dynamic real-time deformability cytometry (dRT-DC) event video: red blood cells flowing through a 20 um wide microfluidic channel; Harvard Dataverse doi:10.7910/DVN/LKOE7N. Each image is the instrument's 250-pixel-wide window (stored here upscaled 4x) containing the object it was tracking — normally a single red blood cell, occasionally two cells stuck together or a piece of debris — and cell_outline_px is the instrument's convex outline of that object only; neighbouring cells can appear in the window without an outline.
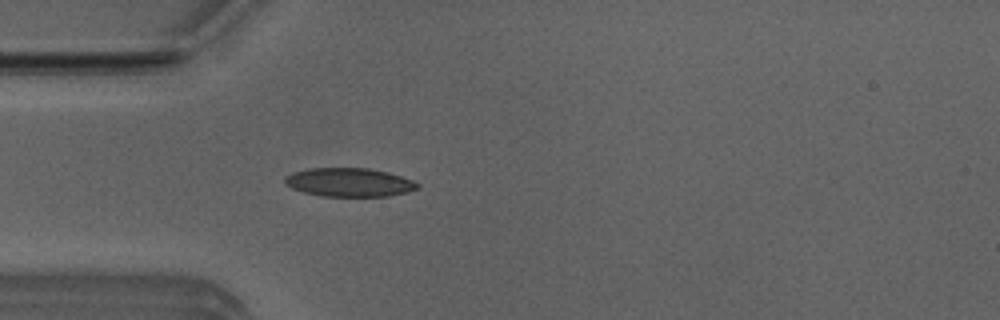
{"species": "Egyptian fruit bat (a non-hibernating species)", "species_latin": "Rousettus aegyptiacus", "temperature_condition": "room temperature", "stored_images_in_passage": 4, "camera_frame_rate_fps": 3000, "um_per_image_px": 0.085, "animal": {"sex": "male"}, "frame": {"image": 1, "passage_image": 4, "time_ms": 1.0, "image_size_px": [1000, 320], "cell_outline_px": [[420, 188], [408, 192], [388, 196], [320, 196], [304, 192], [292, 188], [284, 184], [284, 176], [292, 172], [308, 168], [368, 168], [388, 172], [412, 180], [420, 184]], "centroid_in_image_um": [29.67, 15.49], "position_along_channel_um": 55.3, "area_um2": 22.31}}